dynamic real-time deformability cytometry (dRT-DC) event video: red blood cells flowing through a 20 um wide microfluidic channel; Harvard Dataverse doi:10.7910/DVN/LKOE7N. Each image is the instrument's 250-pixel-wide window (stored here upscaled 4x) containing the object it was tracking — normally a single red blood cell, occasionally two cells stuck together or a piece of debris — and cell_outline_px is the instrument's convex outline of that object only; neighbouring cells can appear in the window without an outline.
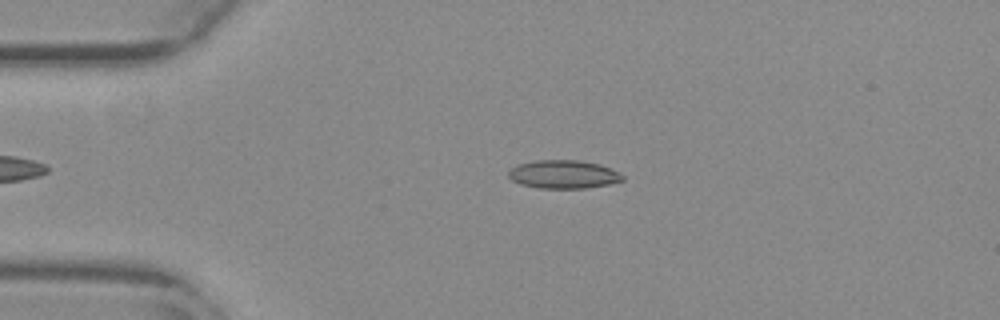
{"species": "common noctule bat (a hibernating species)", "species_latin": "Nyctalus noctula", "temperature_condition": "warm", "stored_images_in_passage": 40, "camera_frame_rate_fps": 3000, "um_per_image_px": 0.085, "animal": {"sex": "female", "body_mass_g": 29.2, "forearm_length_mm": 56.3}, "frame": {"image": 1, "passage_image": 4, "time_ms": 1.0, "image_size_px": [1000, 320], "cell_outline_px": [[624, 180], [608, 184], [584, 188], [540, 188], [520, 184], [512, 180], [508, 176], [508, 172], [516, 164], [536, 160], [580, 160], [600, 164], [624, 176]], "centroid_in_image_um": [47.86, 14.81], "position_along_channel_um": 37.1, "area_um2": 18.73}}
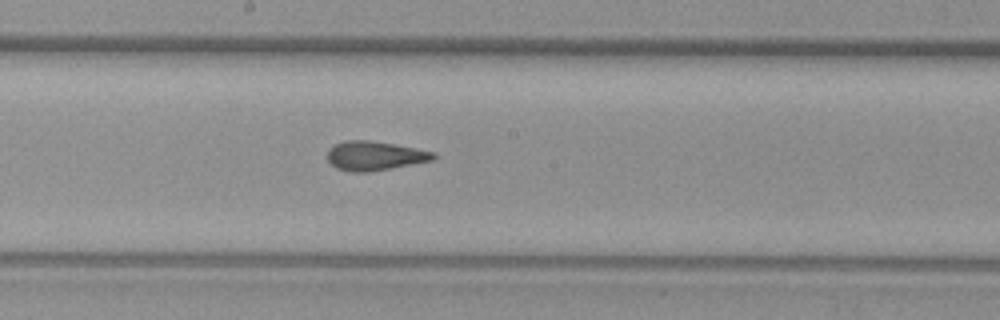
{"frame": {"image": 2, "passage_image": 21, "time_ms": 6.667, "image_size_px": [1000, 320], "cell_outline_px": [[436, 156], [432, 160], [392, 168], [368, 172], [348, 172], [336, 168], [328, 160], [328, 148], [332, 144], [344, 140], [368, 140], [416, 148], [436, 152]], "centroid_in_image_um": [31.81, 13.24], "position_along_channel_um": 216.4, "area_um2": 18.09}}
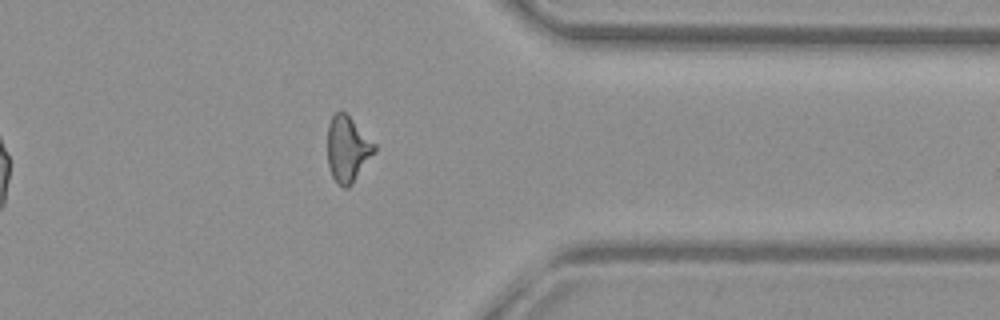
{"frame": {"image": 3, "passage_image": 35, "time_ms": 11.333, "image_size_px": [1000, 320], "cell_outline_px": [[376, 152], [352, 184], [348, 188], [344, 188], [332, 176], [328, 164], [328, 124], [332, 116], [336, 112], [344, 112], [376, 144]], "centroid_in_image_um": [29.56, 12.69], "position_along_channel_um": 381.8, "area_um2": 17.8}, "authors_computed_cell_mechanics": {"area_um2": 18.3515, "velocity_mm_per_s": 3.7872, "shape_relaxation_time_tau1_ms": null, "shape_relaxation_time_tau2_ms": 1.6926, "deformation_change_tau1": null, "deformation_change_tau2": 0.1041}}